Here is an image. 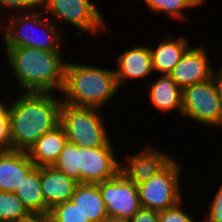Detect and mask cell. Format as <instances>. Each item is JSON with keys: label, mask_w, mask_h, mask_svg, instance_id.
<instances>
[{"label": "cell", "mask_w": 222, "mask_h": 222, "mask_svg": "<svg viewBox=\"0 0 222 222\" xmlns=\"http://www.w3.org/2000/svg\"><path fill=\"white\" fill-rule=\"evenodd\" d=\"M158 75L154 77L156 80L147 82L145 87L149 103L159 113L166 115L176 111L182 117V89L169 74Z\"/></svg>", "instance_id": "cell-14"}, {"label": "cell", "mask_w": 222, "mask_h": 222, "mask_svg": "<svg viewBox=\"0 0 222 222\" xmlns=\"http://www.w3.org/2000/svg\"><path fill=\"white\" fill-rule=\"evenodd\" d=\"M48 216L52 222H90L71 200L53 206Z\"/></svg>", "instance_id": "cell-24"}, {"label": "cell", "mask_w": 222, "mask_h": 222, "mask_svg": "<svg viewBox=\"0 0 222 222\" xmlns=\"http://www.w3.org/2000/svg\"><path fill=\"white\" fill-rule=\"evenodd\" d=\"M31 216L15 193L0 191V222H23Z\"/></svg>", "instance_id": "cell-22"}, {"label": "cell", "mask_w": 222, "mask_h": 222, "mask_svg": "<svg viewBox=\"0 0 222 222\" xmlns=\"http://www.w3.org/2000/svg\"><path fill=\"white\" fill-rule=\"evenodd\" d=\"M102 0H41V9L61 30L62 24L74 26L75 40L110 33L108 21L97 5ZM109 31V32H108ZM85 32V35H84ZM108 32V33H107Z\"/></svg>", "instance_id": "cell-5"}, {"label": "cell", "mask_w": 222, "mask_h": 222, "mask_svg": "<svg viewBox=\"0 0 222 222\" xmlns=\"http://www.w3.org/2000/svg\"><path fill=\"white\" fill-rule=\"evenodd\" d=\"M23 222H52L51 218L47 215H32L30 218Z\"/></svg>", "instance_id": "cell-31"}, {"label": "cell", "mask_w": 222, "mask_h": 222, "mask_svg": "<svg viewBox=\"0 0 222 222\" xmlns=\"http://www.w3.org/2000/svg\"><path fill=\"white\" fill-rule=\"evenodd\" d=\"M16 196L32 215H47L50 209L46 206L41 189L40 167L35 166L16 188Z\"/></svg>", "instance_id": "cell-20"}, {"label": "cell", "mask_w": 222, "mask_h": 222, "mask_svg": "<svg viewBox=\"0 0 222 222\" xmlns=\"http://www.w3.org/2000/svg\"><path fill=\"white\" fill-rule=\"evenodd\" d=\"M182 119L221 129V104L214 77L182 89Z\"/></svg>", "instance_id": "cell-8"}, {"label": "cell", "mask_w": 222, "mask_h": 222, "mask_svg": "<svg viewBox=\"0 0 222 222\" xmlns=\"http://www.w3.org/2000/svg\"><path fill=\"white\" fill-rule=\"evenodd\" d=\"M70 200L90 222H106L109 219L98 184L79 183Z\"/></svg>", "instance_id": "cell-18"}, {"label": "cell", "mask_w": 222, "mask_h": 222, "mask_svg": "<svg viewBox=\"0 0 222 222\" xmlns=\"http://www.w3.org/2000/svg\"><path fill=\"white\" fill-rule=\"evenodd\" d=\"M67 142L66 133L59 125L43 134L27 153L35 166H53Z\"/></svg>", "instance_id": "cell-19"}, {"label": "cell", "mask_w": 222, "mask_h": 222, "mask_svg": "<svg viewBox=\"0 0 222 222\" xmlns=\"http://www.w3.org/2000/svg\"><path fill=\"white\" fill-rule=\"evenodd\" d=\"M220 183L213 199L206 206L207 214H203L202 222H222V181Z\"/></svg>", "instance_id": "cell-28"}, {"label": "cell", "mask_w": 222, "mask_h": 222, "mask_svg": "<svg viewBox=\"0 0 222 222\" xmlns=\"http://www.w3.org/2000/svg\"><path fill=\"white\" fill-rule=\"evenodd\" d=\"M162 39L154 45L155 47L149 45L155 75L169 74L191 47V39L184 34L180 36L170 34Z\"/></svg>", "instance_id": "cell-15"}, {"label": "cell", "mask_w": 222, "mask_h": 222, "mask_svg": "<svg viewBox=\"0 0 222 222\" xmlns=\"http://www.w3.org/2000/svg\"><path fill=\"white\" fill-rule=\"evenodd\" d=\"M213 77H214L215 84L217 86V91H218L220 104H221V129H222V60L217 71L214 69Z\"/></svg>", "instance_id": "cell-30"}, {"label": "cell", "mask_w": 222, "mask_h": 222, "mask_svg": "<svg viewBox=\"0 0 222 222\" xmlns=\"http://www.w3.org/2000/svg\"><path fill=\"white\" fill-rule=\"evenodd\" d=\"M205 46L203 43L191 46L169 73L181 89L213 77L215 66L211 62V55L208 54V47Z\"/></svg>", "instance_id": "cell-12"}, {"label": "cell", "mask_w": 222, "mask_h": 222, "mask_svg": "<svg viewBox=\"0 0 222 222\" xmlns=\"http://www.w3.org/2000/svg\"><path fill=\"white\" fill-rule=\"evenodd\" d=\"M34 167L25 151H0V191L14 193Z\"/></svg>", "instance_id": "cell-16"}, {"label": "cell", "mask_w": 222, "mask_h": 222, "mask_svg": "<svg viewBox=\"0 0 222 222\" xmlns=\"http://www.w3.org/2000/svg\"><path fill=\"white\" fill-rule=\"evenodd\" d=\"M126 158L121 161L120 171L136 185L151 179L158 172H160L173 158L172 154L148 145L142 147L138 152L132 151V154L128 153ZM126 161V162H124ZM124 162V163H123Z\"/></svg>", "instance_id": "cell-11"}, {"label": "cell", "mask_w": 222, "mask_h": 222, "mask_svg": "<svg viewBox=\"0 0 222 222\" xmlns=\"http://www.w3.org/2000/svg\"><path fill=\"white\" fill-rule=\"evenodd\" d=\"M185 200L186 198L170 208L159 211V222H202L199 217H193V213L187 212Z\"/></svg>", "instance_id": "cell-26"}, {"label": "cell", "mask_w": 222, "mask_h": 222, "mask_svg": "<svg viewBox=\"0 0 222 222\" xmlns=\"http://www.w3.org/2000/svg\"><path fill=\"white\" fill-rule=\"evenodd\" d=\"M142 2L146 4L145 7H148L152 14H165L174 21H186V24L189 22L187 21L189 18L185 13L192 8L198 9L203 6L199 0H142Z\"/></svg>", "instance_id": "cell-21"}, {"label": "cell", "mask_w": 222, "mask_h": 222, "mask_svg": "<svg viewBox=\"0 0 222 222\" xmlns=\"http://www.w3.org/2000/svg\"><path fill=\"white\" fill-rule=\"evenodd\" d=\"M106 222H128V221L108 219Z\"/></svg>", "instance_id": "cell-32"}, {"label": "cell", "mask_w": 222, "mask_h": 222, "mask_svg": "<svg viewBox=\"0 0 222 222\" xmlns=\"http://www.w3.org/2000/svg\"><path fill=\"white\" fill-rule=\"evenodd\" d=\"M63 32L64 30L49 19L41 8L31 12L11 14L0 21V37L3 43L1 47H31L44 51H62L64 47L62 44L66 43Z\"/></svg>", "instance_id": "cell-4"}, {"label": "cell", "mask_w": 222, "mask_h": 222, "mask_svg": "<svg viewBox=\"0 0 222 222\" xmlns=\"http://www.w3.org/2000/svg\"><path fill=\"white\" fill-rule=\"evenodd\" d=\"M97 184L109 219L129 221L140 210L137 185L121 171Z\"/></svg>", "instance_id": "cell-9"}, {"label": "cell", "mask_w": 222, "mask_h": 222, "mask_svg": "<svg viewBox=\"0 0 222 222\" xmlns=\"http://www.w3.org/2000/svg\"><path fill=\"white\" fill-rule=\"evenodd\" d=\"M114 141L94 148L80 147V183L97 184L115 177L121 168V159ZM118 156V157H117Z\"/></svg>", "instance_id": "cell-10"}, {"label": "cell", "mask_w": 222, "mask_h": 222, "mask_svg": "<svg viewBox=\"0 0 222 222\" xmlns=\"http://www.w3.org/2000/svg\"><path fill=\"white\" fill-rule=\"evenodd\" d=\"M199 1L202 3L203 7L206 5V3H208V0H199Z\"/></svg>", "instance_id": "cell-33"}, {"label": "cell", "mask_w": 222, "mask_h": 222, "mask_svg": "<svg viewBox=\"0 0 222 222\" xmlns=\"http://www.w3.org/2000/svg\"><path fill=\"white\" fill-rule=\"evenodd\" d=\"M40 181L45 204L49 209L56 204L69 201L79 184L53 166L40 167Z\"/></svg>", "instance_id": "cell-17"}, {"label": "cell", "mask_w": 222, "mask_h": 222, "mask_svg": "<svg viewBox=\"0 0 222 222\" xmlns=\"http://www.w3.org/2000/svg\"><path fill=\"white\" fill-rule=\"evenodd\" d=\"M128 222H159V211L140 208Z\"/></svg>", "instance_id": "cell-29"}, {"label": "cell", "mask_w": 222, "mask_h": 222, "mask_svg": "<svg viewBox=\"0 0 222 222\" xmlns=\"http://www.w3.org/2000/svg\"><path fill=\"white\" fill-rule=\"evenodd\" d=\"M40 8L41 0H0V21L11 14L31 12Z\"/></svg>", "instance_id": "cell-25"}, {"label": "cell", "mask_w": 222, "mask_h": 222, "mask_svg": "<svg viewBox=\"0 0 222 222\" xmlns=\"http://www.w3.org/2000/svg\"><path fill=\"white\" fill-rule=\"evenodd\" d=\"M53 167L80 183V147L67 142Z\"/></svg>", "instance_id": "cell-23"}, {"label": "cell", "mask_w": 222, "mask_h": 222, "mask_svg": "<svg viewBox=\"0 0 222 222\" xmlns=\"http://www.w3.org/2000/svg\"><path fill=\"white\" fill-rule=\"evenodd\" d=\"M182 162L174 157L151 179L137 185L141 208L162 211L184 199Z\"/></svg>", "instance_id": "cell-7"}, {"label": "cell", "mask_w": 222, "mask_h": 222, "mask_svg": "<svg viewBox=\"0 0 222 222\" xmlns=\"http://www.w3.org/2000/svg\"><path fill=\"white\" fill-rule=\"evenodd\" d=\"M0 97V151L11 150L10 127H9V100ZM8 100V101H7Z\"/></svg>", "instance_id": "cell-27"}, {"label": "cell", "mask_w": 222, "mask_h": 222, "mask_svg": "<svg viewBox=\"0 0 222 222\" xmlns=\"http://www.w3.org/2000/svg\"><path fill=\"white\" fill-rule=\"evenodd\" d=\"M4 59L13 81L22 92L61 93L66 59L63 51L31 47H3ZM56 91V92H55Z\"/></svg>", "instance_id": "cell-2"}, {"label": "cell", "mask_w": 222, "mask_h": 222, "mask_svg": "<svg viewBox=\"0 0 222 222\" xmlns=\"http://www.w3.org/2000/svg\"><path fill=\"white\" fill-rule=\"evenodd\" d=\"M117 55L115 60L116 69L115 76L119 88L122 89L125 83L133 81H141L154 75L153 64L149 44H134L128 49Z\"/></svg>", "instance_id": "cell-13"}, {"label": "cell", "mask_w": 222, "mask_h": 222, "mask_svg": "<svg viewBox=\"0 0 222 222\" xmlns=\"http://www.w3.org/2000/svg\"><path fill=\"white\" fill-rule=\"evenodd\" d=\"M91 64L75 63L67 59L64 85L60 93L62 102L104 111L121 89L117 84L114 68Z\"/></svg>", "instance_id": "cell-3"}, {"label": "cell", "mask_w": 222, "mask_h": 222, "mask_svg": "<svg viewBox=\"0 0 222 222\" xmlns=\"http://www.w3.org/2000/svg\"><path fill=\"white\" fill-rule=\"evenodd\" d=\"M102 109L74 106L62 102L60 126L66 133L69 143L83 148L106 145L110 140V129Z\"/></svg>", "instance_id": "cell-6"}, {"label": "cell", "mask_w": 222, "mask_h": 222, "mask_svg": "<svg viewBox=\"0 0 222 222\" xmlns=\"http://www.w3.org/2000/svg\"><path fill=\"white\" fill-rule=\"evenodd\" d=\"M59 95L22 92L9 101L11 150L28 152L43 134L59 126L62 105Z\"/></svg>", "instance_id": "cell-1"}]
</instances>
